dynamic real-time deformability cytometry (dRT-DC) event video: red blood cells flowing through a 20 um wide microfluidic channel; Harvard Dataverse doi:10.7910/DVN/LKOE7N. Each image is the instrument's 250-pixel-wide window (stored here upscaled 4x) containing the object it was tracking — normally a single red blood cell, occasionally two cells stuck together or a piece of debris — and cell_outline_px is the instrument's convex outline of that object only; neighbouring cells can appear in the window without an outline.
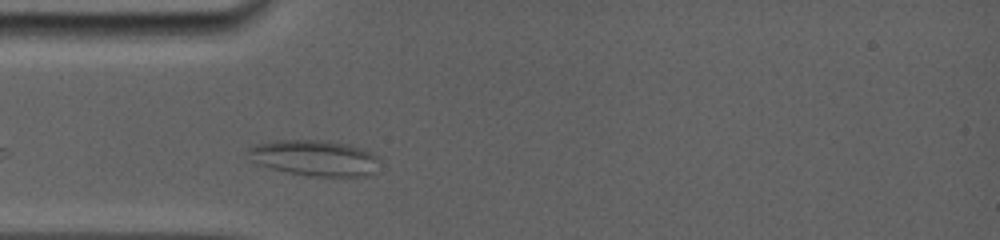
{"species": "common noctule bat (a hibernating species)", "species_latin": "Nyctalus noctula", "temperature_condition": "room temperature", "stored_images_in_passage": 28, "camera_frame_rate_fps": 5000, "um_per_image_px": 0.085, "animal": {"sex": "female", "body_mass_g": 19.0, "forearm_length_mm": 56.7}, "frame": {"image": 1, "passage_image": 4, "time_ms": 1.0, "image_size_px": [1000, 240], "cell_outline_px": [[380, 156], [376, 172], [368, 176], [312, 176], [288, 172], [272, 168], [260, 164], [252, 160], [248, 152], [248, 148], [252, 144], [276, 140], [328, 140], [348, 144], [372, 152]], "centroid_in_image_um": [26.79, 13.41], "position_along_channel_um": 58.2, "area_um2": 27.57}}
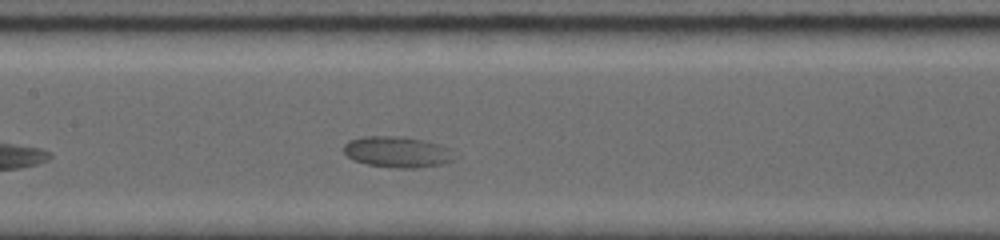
{"frame": {"image": 2, "passage_image": 14, "time_ms": 4.2, "image_size_px": [1000, 240], "cell_outline_px": [[452, 160], [440, 164], [416, 168], [396, 168], [368, 164], [352, 160], [344, 152], [344, 144], [348, 140], [364, 136], [404, 136], [424, 140], [452, 148]], "centroid_in_image_um": [33.74, 12.9], "position_along_channel_um": 173.7, "area_um2": 20.0}}
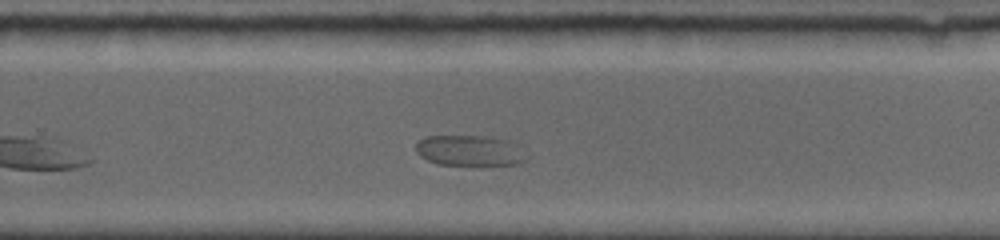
{"frame": {"image": 3, "passage_image": 24, "time_ms": 7.4, "image_size_px": [1000, 240], "cell_outline_px": [[528, 156], [524, 160], [516, 164], [436, 164], [420, 156], [416, 152], [416, 144], [424, 136], [488, 136], [508, 140], [516, 144]], "centroid_in_image_um": [39.9, 12.78], "position_along_channel_um": 289.9, "area_um2": 19.54}}